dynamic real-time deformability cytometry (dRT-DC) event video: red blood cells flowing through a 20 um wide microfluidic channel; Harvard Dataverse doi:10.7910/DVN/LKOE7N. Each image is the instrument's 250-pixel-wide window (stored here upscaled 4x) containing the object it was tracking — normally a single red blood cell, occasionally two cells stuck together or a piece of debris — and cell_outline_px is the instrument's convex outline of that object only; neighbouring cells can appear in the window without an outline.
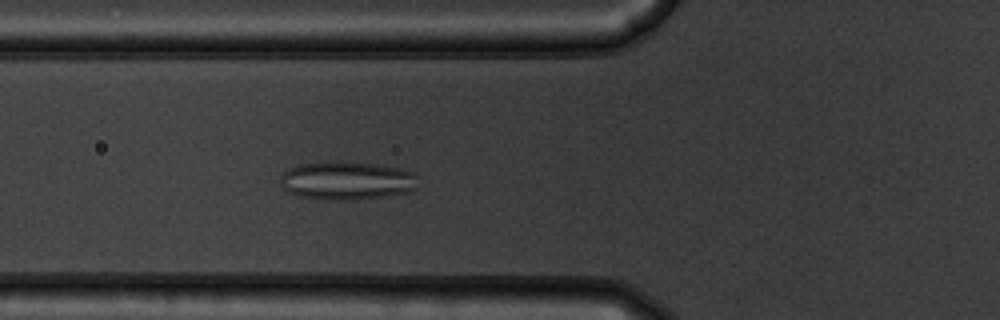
{"species": "common noctule bat (a hibernating species)", "species_latin": "Nyctalus noctula", "temperature_condition": "warm", "stored_images_in_passage": 41, "camera_frame_rate_fps": 3000, "um_per_image_px": 0.085, "animal": {"sex": "male", "body_mass_g": 19.5, "forearm_length_mm": 54.6}, "frame": {"image": 1, "passage_image": 10, "time_ms": 3.0, "image_size_px": [1000, 320], "cell_outline_px": [[416, 188], [408, 192], [352, 200], [328, 200], [300, 196], [288, 192], [280, 184], [280, 176], [288, 168], [300, 164], [328, 160], [340, 160], [380, 164], [400, 168], [412, 172], [416, 176]], "centroid_in_image_um": [29.44, 15.32], "position_along_channel_um": 96.4, "area_um2": 31.15}}
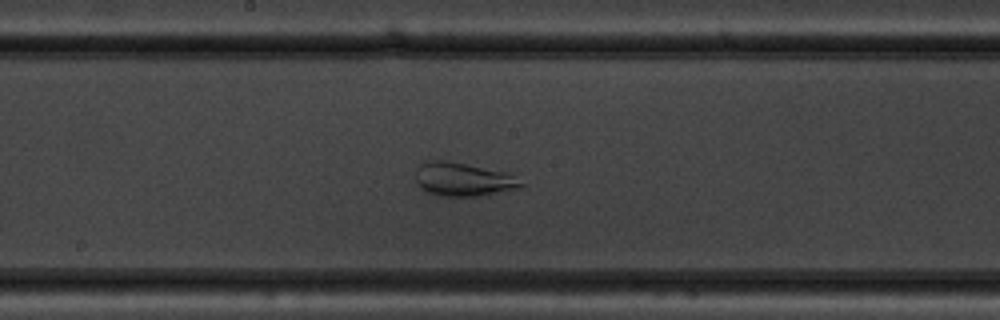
{"frame": {"image": 2, "passage_image": 19, "time_ms": 6.0, "image_size_px": [1000, 320], "cell_outline_px": [[524, 184], [520, 188], [480, 196], [440, 196], [424, 192], [416, 184], [416, 168], [420, 160], [448, 160], [504, 172], [512, 176]], "centroid_in_image_um": [39.26, 15.24], "position_along_channel_um": 208.9, "area_um2": 20.87}}
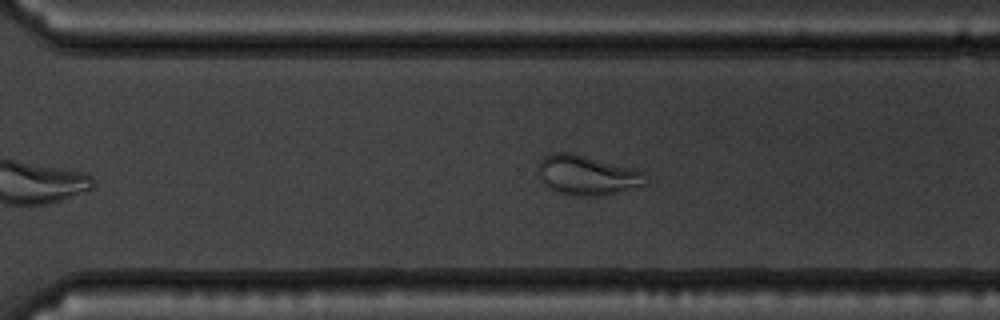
{"frame": {"image": 3, "passage_image": 28, "time_ms": 9.0, "image_size_px": [1000, 320], "cell_outline_px": [[648, 180], [644, 184], [600, 196], [576, 196], [556, 192], [548, 188], [540, 180], [536, 168], [540, 160], [544, 156], [552, 152], [572, 152], [632, 168], [644, 172]], "centroid_in_image_um": [49.81, 14.88], "position_along_channel_um": 320.8, "area_um2": 24.97}, "authors_computed_cell_mechanics": {"area_um2": 27.8018, "velocity_mm_per_s": 3.7565, "shape_relaxation_time_tau1_ms": null, "shape_relaxation_time_tau2_ms": 0.908, "deformation_change_tau1": null, "deformation_change_tau2": 0.0733}}